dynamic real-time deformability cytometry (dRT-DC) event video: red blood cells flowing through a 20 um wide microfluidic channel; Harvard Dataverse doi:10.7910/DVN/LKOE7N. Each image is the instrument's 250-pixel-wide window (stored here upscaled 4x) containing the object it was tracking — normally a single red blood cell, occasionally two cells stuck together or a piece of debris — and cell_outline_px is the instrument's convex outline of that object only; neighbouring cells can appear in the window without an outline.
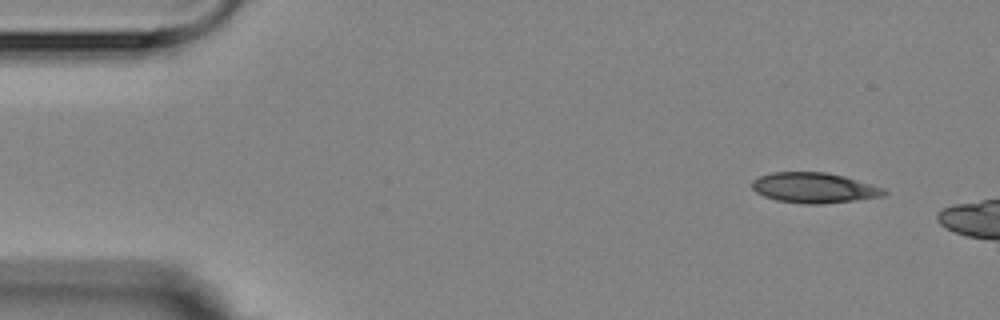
{"species": "Egyptian fruit bat (a non-hibernating species)", "species_latin": "Rousettus aegyptiacus", "temperature_condition": "room temperature", "stored_images_in_passage": 3, "camera_frame_rate_fps": 3000, "um_per_image_px": 0.085, "animal": {"sex": "female"}, "frame": {"image": 1, "passage_image": 1, "time_ms": 0.0, "image_size_px": [1000, 320], "cell_outline_px": [[888, 192], [884, 196], [856, 200], [820, 204], [804, 204], [776, 200], [764, 196], [756, 192], [752, 188], [752, 180], [760, 176], [772, 172], [824, 172], [844, 176], [884, 188]], "centroid_in_image_um": [69.2, 15.97], "position_along_channel_um": 15.8, "area_um2": 23.29}}